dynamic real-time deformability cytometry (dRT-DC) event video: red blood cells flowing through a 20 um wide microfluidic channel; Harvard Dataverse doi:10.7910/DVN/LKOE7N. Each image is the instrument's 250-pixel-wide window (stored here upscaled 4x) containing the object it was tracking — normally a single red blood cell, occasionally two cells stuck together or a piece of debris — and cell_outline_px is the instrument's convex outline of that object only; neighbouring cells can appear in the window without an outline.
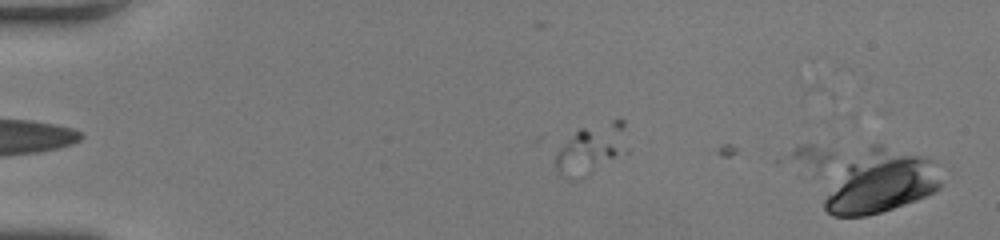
{"species": "human", "species_latin": "Homo sapiens", "temperature_condition": "room temperature", "stored_images_in_passage": 10, "camera_frame_rate_fps": 3000, "um_per_image_px": 0.085, "donor": {"sex": "female"}, "frame": {"image": 1, "passage_image": 2, "time_ms": 0.333, "image_size_px": [1000, 240], "cell_outline_px": [[940, 188], [936, 192], [916, 200], [868, 216], [832, 216], [824, 208], [824, 200], [848, 164], [872, 144], [880, 144], [928, 156], [932, 160], [940, 180]], "centroid_in_image_um": [74.95, 15.47], "position_along_channel_um": 10.1, "area_um2": 41.38}}